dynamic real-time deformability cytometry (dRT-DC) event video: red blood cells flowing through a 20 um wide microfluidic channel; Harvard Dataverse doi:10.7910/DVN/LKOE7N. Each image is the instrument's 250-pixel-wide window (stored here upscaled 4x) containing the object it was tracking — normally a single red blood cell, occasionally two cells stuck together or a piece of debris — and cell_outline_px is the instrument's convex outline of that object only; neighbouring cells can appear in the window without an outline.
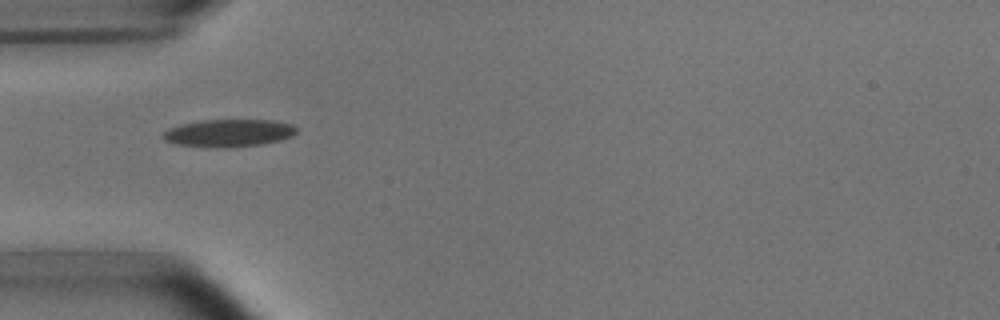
{"species": "common noctule bat (a hibernating species)", "species_latin": "Nyctalus noctula", "temperature_condition": "room temperature", "stored_images_in_passage": 12, "camera_frame_rate_fps": 3000, "um_per_image_px": 0.085, "animal": {"sex": "male", "body_mass_g": 15.6}, "frame": {"image": 1, "passage_image": 4, "time_ms": 4.333, "image_size_px": [1000, 320], "cell_outline_px": [[296, 132], [292, 136], [280, 140], [260, 144], [228, 148], [220, 148], [176, 144], [164, 140], [160, 136], [168, 128], [180, 124], [204, 120], [272, 120], [292, 124], [296, 128]], "centroid_in_image_um": [19.41, 11.31], "position_along_channel_um": 65.6, "area_um2": 21.44}}
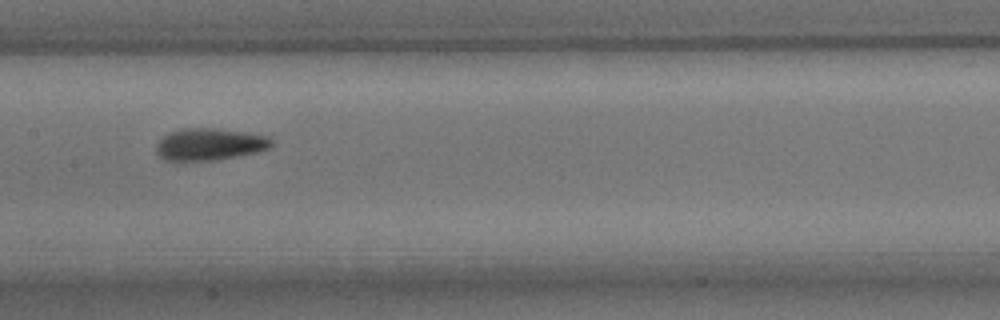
{"frame": {"image": 2, "passage_image": 7, "time_ms": 7.667, "image_size_px": [1000, 320], "cell_outline_px": [[272, 148], [256, 152], [216, 160], [164, 160], [156, 152], [156, 144], [164, 136], [172, 132], [184, 128], [212, 128], [244, 132], [268, 136], [272, 140]], "centroid_in_image_um": [17.84, 12.26], "position_along_channel_um": 189.6, "area_um2": 21.27}}
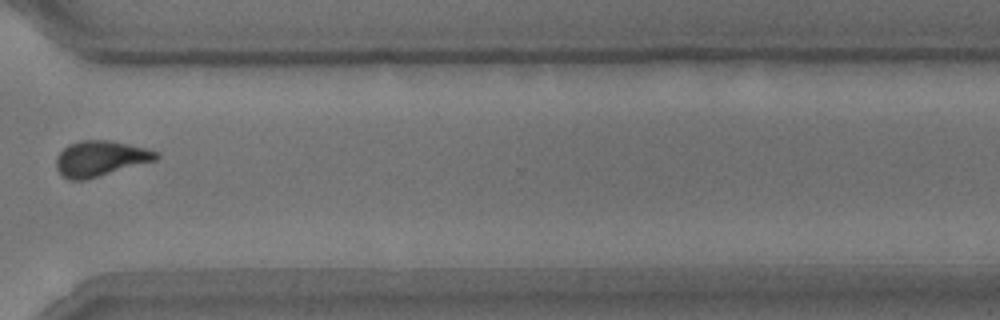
{"frame": {"image": 3, "passage_image": 11, "time_ms": 12.333, "image_size_px": [1000, 320], "cell_outline_px": [[160, 156], [156, 160], [84, 180], [68, 180], [56, 168], [56, 156], [68, 144], [80, 140], [112, 140], [148, 148], [160, 152]], "centroid_in_image_um": [8.55, 13.45], "position_along_channel_um": 362.1, "area_um2": 20.75}, "authors_computed_cell_mechanics": {"area_um2": 21.2415, "velocity_mm_per_s": 3.7045, "shape_relaxation_time_tau1_ms": 7.1849, "shape_relaxation_time_tau2_ms": 2.4549, "deformation_change_tau1": 0.1806, "deformation_change_tau2": 0.0789}}